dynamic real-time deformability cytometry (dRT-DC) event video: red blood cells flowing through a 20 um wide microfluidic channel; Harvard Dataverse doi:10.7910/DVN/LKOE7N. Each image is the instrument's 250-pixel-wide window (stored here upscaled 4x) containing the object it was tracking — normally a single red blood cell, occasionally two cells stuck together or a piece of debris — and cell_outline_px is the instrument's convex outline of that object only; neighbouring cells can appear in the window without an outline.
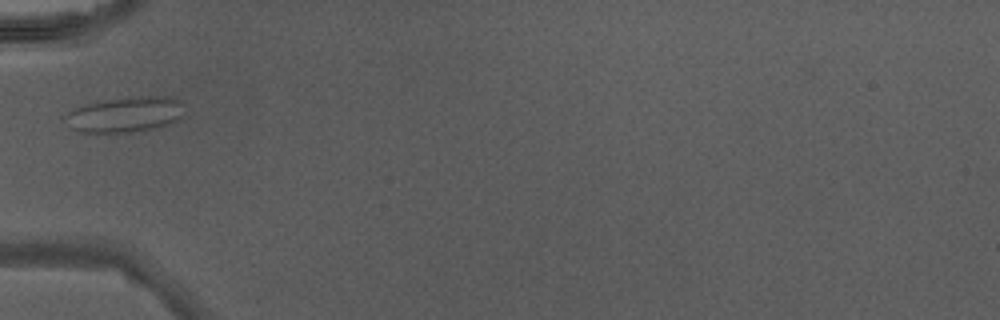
{"species": "Egyptian fruit bat (a non-hibernating species)", "species_latin": "Rousettus aegyptiacus", "temperature_condition": "warm", "stored_images_in_passage": 31, "camera_frame_rate_fps": 3000, "um_per_image_px": 0.085, "animal": {"sex": "male"}, "frame": {"image": 1, "passage_image": 1, "time_ms": 0.0, "image_size_px": [1000, 320], "cell_outline_px": [[188, 116], [168, 124], [152, 128], [132, 132], [80, 132], [72, 128], [64, 116], [72, 108], [88, 104], [108, 100], [140, 96], [168, 96], [180, 100], [184, 104]], "centroid_in_image_um": [10.75, 9.72], "position_along_channel_um": 74.3, "area_um2": 24.68}}
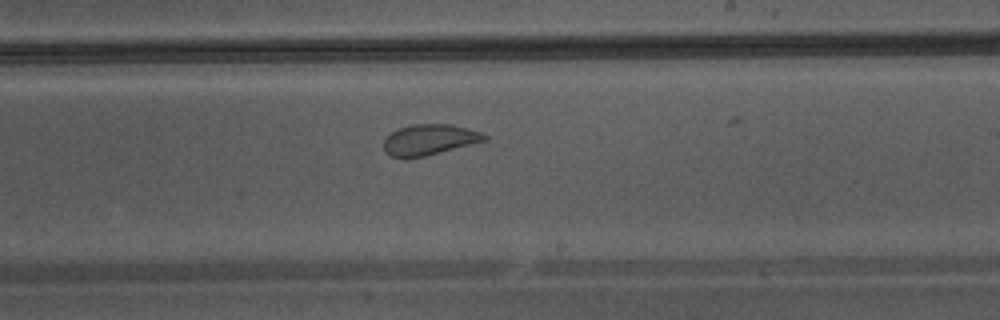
{"frame": {"image": 2, "passage_image": 13, "time_ms": 4.0, "image_size_px": [1000, 320], "cell_outline_px": [[488, 140], [424, 156], [404, 160], [392, 156], [384, 152], [384, 140], [392, 132], [400, 128], [412, 124], [452, 124], [468, 128], [480, 132], [488, 136]], "centroid_in_image_um": [36.49, 11.89], "position_along_channel_um": 252.5, "area_um2": 18.15}}